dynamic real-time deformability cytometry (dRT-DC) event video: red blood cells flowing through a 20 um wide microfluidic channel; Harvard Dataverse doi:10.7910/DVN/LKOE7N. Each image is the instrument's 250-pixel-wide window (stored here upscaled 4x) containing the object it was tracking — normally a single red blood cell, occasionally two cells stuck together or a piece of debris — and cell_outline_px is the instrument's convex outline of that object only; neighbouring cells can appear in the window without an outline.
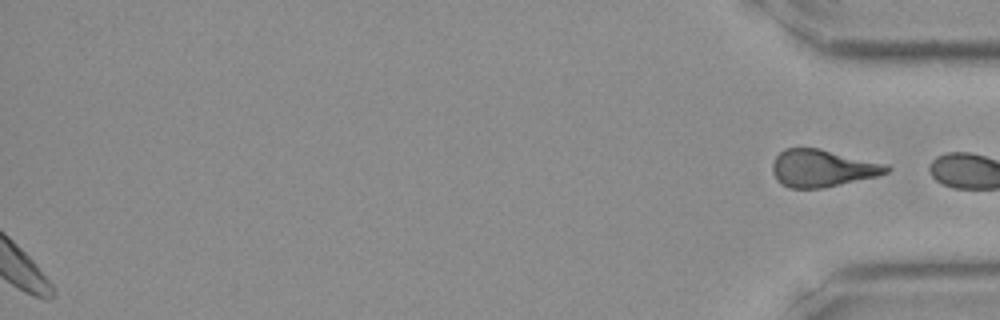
{"species": "Egyptian fruit bat (a non-hibernating species)", "species_latin": "Rousettus aegyptiacus", "temperature_condition": "room temperature", "stored_images_in_passage": 33, "segment_of_instrument_passage": [2, 2], "camera_frame_rate_fps": 3000, "um_per_image_px": 0.085, "frame": {"image": 1, "passage_image": 33, "time_ms": 10.667, "image_size_px": [1000, 320], "cell_outline_px": [[892, 168], [888, 172], [876, 176], [824, 188], [788, 188], [776, 180], [772, 172], [772, 164], [776, 156], [784, 148], [820, 148], [888, 164]], "centroid_in_image_um": [69.9, 14.29], "position_along_channel_um": 365.3, "area_um2": 24.97}}